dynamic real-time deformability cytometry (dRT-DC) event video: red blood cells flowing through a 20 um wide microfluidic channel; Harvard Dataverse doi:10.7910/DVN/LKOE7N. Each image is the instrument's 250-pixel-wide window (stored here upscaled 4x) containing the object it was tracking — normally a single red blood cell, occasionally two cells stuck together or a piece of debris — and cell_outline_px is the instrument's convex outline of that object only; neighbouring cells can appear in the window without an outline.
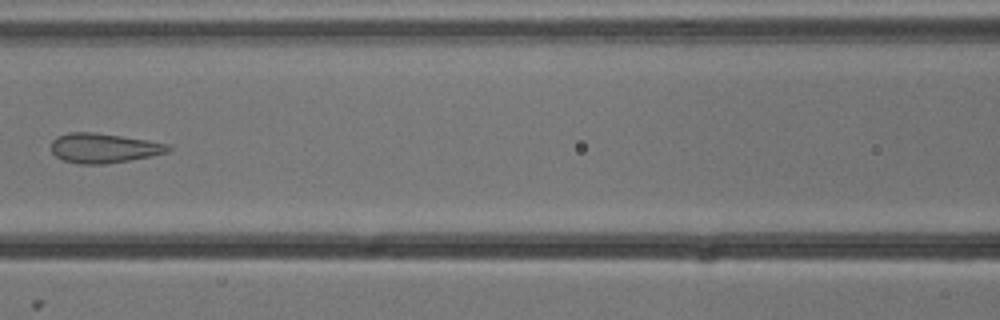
{"species": "common noctule bat (a hibernating species)", "species_latin": "Nyctalus noctula", "temperature_condition": "cold", "stored_images_in_passage": 6, "camera_frame_rate_fps": 3000, "um_per_image_px": 0.085, "animal": {"sex": "male", "body_mass_g": 13.3}, "frame": {"image": 1, "passage_image": 6, "time_ms": 1.667, "image_size_px": [1000, 320], "cell_outline_px": [[172, 148], [168, 152], [152, 156], [104, 164], [80, 164], [64, 160], [56, 156], [52, 152], [52, 140], [56, 136], [68, 132], [96, 132], [148, 140], [168, 144]], "centroid_in_image_um": [8.81, 12.57], "position_along_channel_um": 157.8, "area_um2": 20.23}}